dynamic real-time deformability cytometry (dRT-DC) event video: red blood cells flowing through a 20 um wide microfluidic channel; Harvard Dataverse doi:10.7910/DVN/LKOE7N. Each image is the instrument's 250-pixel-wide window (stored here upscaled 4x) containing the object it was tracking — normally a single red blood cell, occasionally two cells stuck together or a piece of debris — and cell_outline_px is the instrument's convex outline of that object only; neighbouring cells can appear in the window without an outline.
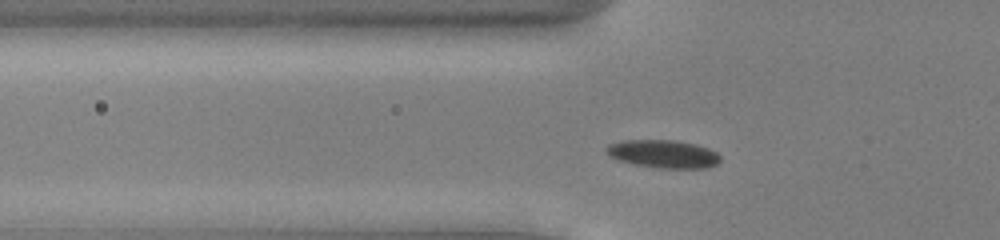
{"species": "common noctule bat (a hibernating species)", "species_latin": "Nyctalus noctula", "temperature_condition": "cold", "stored_images_in_passage": 43, "camera_frame_rate_fps": 3000, "um_per_image_px": 0.085, "animal": {"sex": "male", "body_mass_g": 13.0, "forearm_length_mm": 53.1}, "frame": {"image": 1, "passage_image": 8, "time_ms": 2.333, "image_size_px": [1000, 240], "cell_outline_px": [[720, 160], [716, 164], [708, 168], [656, 168], [636, 164], [620, 160], [608, 156], [604, 152], [604, 148], [608, 144], [620, 140], [676, 140], [696, 144], [708, 148], [716, 152], [720, 156]], "centroid_in_image_um": [56.34, 13.07], "position_along_channel_um": 69.5, "area_um2": 18.79}}
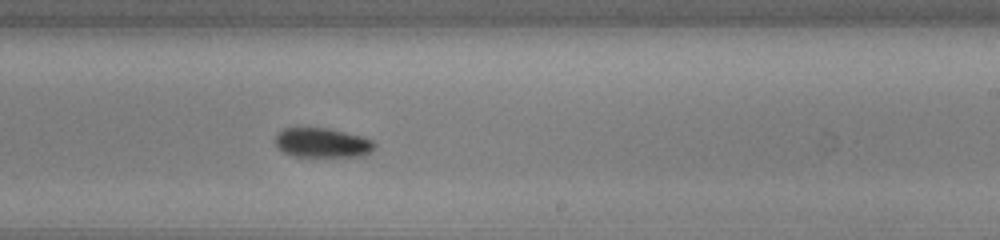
{"frame": {"image": 2, "passage_image": 23, "time_ms": 7.333, "image_size_px": [1000, 240], "cell_outline_px": [[376, 148], [368, 156], [292, 156], [284, 152], [276, 144], [276, 136], [284, 128], [328, 128], [364, 136], [372, 140], [376, 144]], "centroid_in_image_um": [27.49, 12.14], "position_along_channel_um": 261.5, "area_um2": 17.17}}
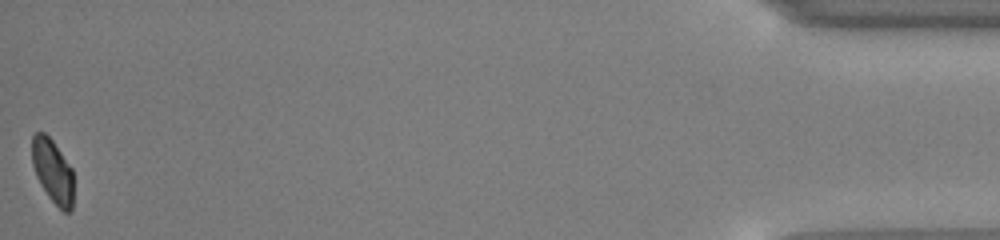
{"frame": {"image": 3, "passage_image": 43, "time_ms": 14.0, "image_size_px": [1000, 240], "cell_outline_px": [[72, 212], [64, 212], [48, 196], [40, 184], [36, 176], [32, 164], [32, 136], [36, 132], [44, 132], [52, 140], [72, 168]], "centroid_in_image_um": [4.46, 14.54], "position_along_channel_um": 430.7, "area_um2": 15.32}, "authors_computed_cell_mechanics": {"area_um2": 17.5134, "velocity_mm_per_s": 3.8829, "shape_relaxation_time_tau1_ms": 6.456, "shape_relaxation_time_tau2_ms": 6.9469, "deformation_change_tau1": 0.1413, "deformation_change_tau2": 0.0952}}